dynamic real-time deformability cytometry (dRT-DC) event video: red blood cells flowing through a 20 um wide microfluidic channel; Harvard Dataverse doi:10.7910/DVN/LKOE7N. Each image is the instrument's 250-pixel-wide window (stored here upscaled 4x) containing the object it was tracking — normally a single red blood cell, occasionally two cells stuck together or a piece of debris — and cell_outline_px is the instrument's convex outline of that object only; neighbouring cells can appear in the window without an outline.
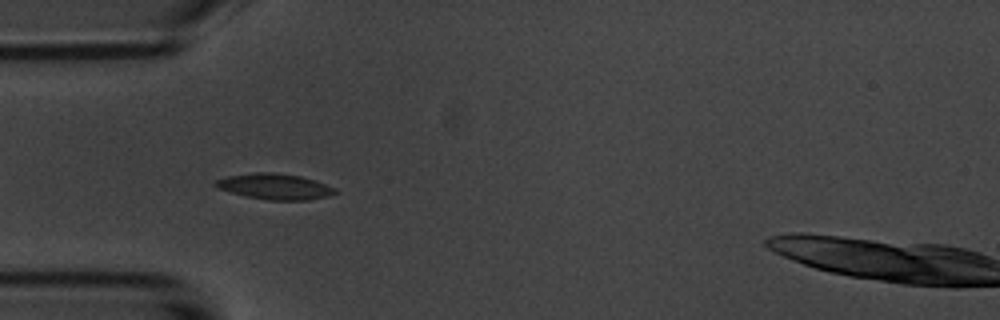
{"species": "common noctule bat (a hibernating species)", "species_latin": "Nyctalus noctula", "temperature_condition": "room temperature", "stored_images_in_passage": 5, "camera_frame_rate_fps": 3000, "um_per_image_px": 0.085, "animal": {"sex": "male", "body_mass_g": 20.1, "forearm_length_mm": 53.5}, "frame": {"image": 1, "passage_image": 4, "time_ms": 3.667, "image_size_px": [1000, 320], "cell_outline_px": [[340, 192], [328, 196], [308, 200], [268, 200], [244, 196], [216, 188], [212, 184], [216, 180], [228, 176], [256, 172], [272, 172], [300, 176], [316, 180], [336, 188]], "centroid_in_image_um": [23.37, 15.86], "position_along_channel_um": 61.6, "area_um2": 18.15}}